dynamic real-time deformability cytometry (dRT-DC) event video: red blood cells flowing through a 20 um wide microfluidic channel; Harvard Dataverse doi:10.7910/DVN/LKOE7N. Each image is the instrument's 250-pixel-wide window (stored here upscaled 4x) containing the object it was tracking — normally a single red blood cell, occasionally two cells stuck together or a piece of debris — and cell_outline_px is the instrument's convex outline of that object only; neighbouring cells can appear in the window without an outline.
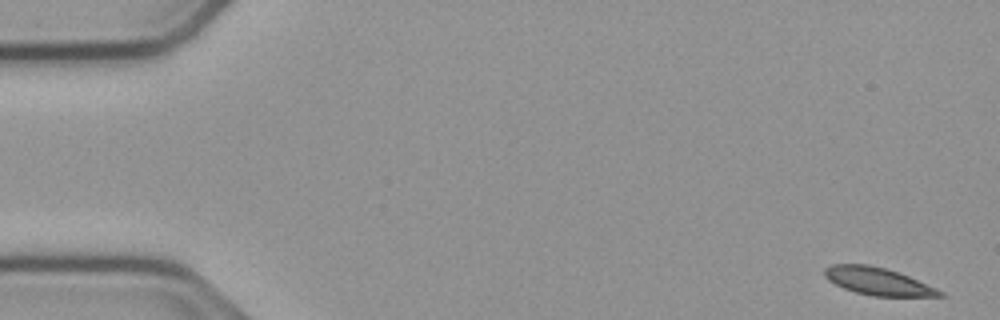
{"species": "common noctule bat (a hibernating species)", "species_latin": "Nyctalus noctula", "temperature_condition": "cold", "stored_images_in_passage": 9, "camera_frame_rate_fps": 3000, "um_per_image_px": 0.085, "animal": {"sex": "male", "body_mass_g": 23.1, "forearm_length_mm": 52.7}, "frame": {"image": 1, "passage_image": 1, "time_ms": 0.0, "image_size_px": [1000, 320], "cell_outline_px": [[948, 296], [872, 296], [856, 292], [844, 288], [828, 280], [824, 276], [824, 268], [832, 264], [868, 264], [884, 268], [908, 276], [936, 288], [944, 292]], "centroid_in_image_um": [74.6, 23.91], "position_along_channel_um": 10.4, "area_um2": 18.26}}